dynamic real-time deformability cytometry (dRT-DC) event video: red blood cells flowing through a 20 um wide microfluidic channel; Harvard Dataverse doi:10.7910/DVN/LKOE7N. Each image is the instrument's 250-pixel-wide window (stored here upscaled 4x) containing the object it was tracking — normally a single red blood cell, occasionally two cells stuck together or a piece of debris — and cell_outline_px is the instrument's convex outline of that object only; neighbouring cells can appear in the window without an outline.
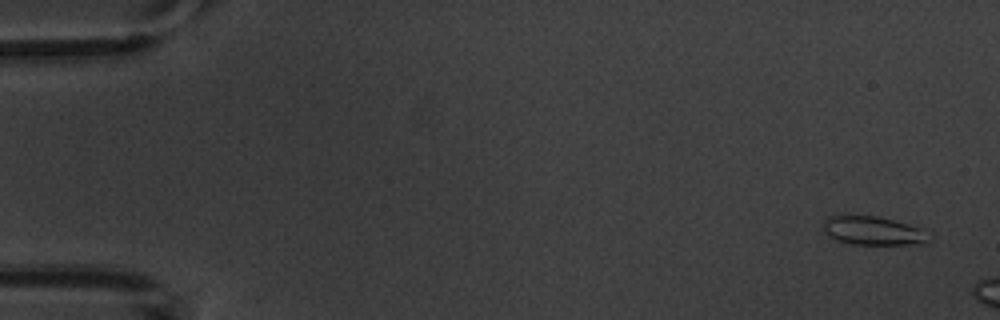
{"species": "common noctule bat (a hibernating species)", "species_latin": "Nyctalus noctula", "temperature_condition": "warm", "stored_images_in_passage": 2, "camera_frame_rate_fps": 3000, "um_per_image_px": 0.085, "animal": {"sex": "male", "body_mass_g": 20.1, "forearm_length_mm": 53.5}, "frame": {"image": 1, "passage_image": 1, "time_ms": 0.0, "image_size_px": [1000, 320], "cell_outline_px": [[932, 240], [924, 244], [852, 244], [836, 240], [828, 236], [824, 232], [824, 220], [828, 216], [880, 216], [924, 228], [932, 232]], "centroid_in_image_um": [74.33, 19.62], "position_along_channel_um": 10.7, "area_um2": 18.09}}